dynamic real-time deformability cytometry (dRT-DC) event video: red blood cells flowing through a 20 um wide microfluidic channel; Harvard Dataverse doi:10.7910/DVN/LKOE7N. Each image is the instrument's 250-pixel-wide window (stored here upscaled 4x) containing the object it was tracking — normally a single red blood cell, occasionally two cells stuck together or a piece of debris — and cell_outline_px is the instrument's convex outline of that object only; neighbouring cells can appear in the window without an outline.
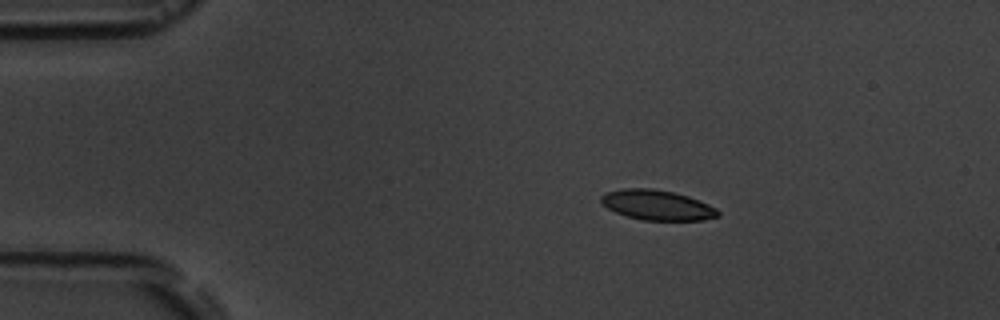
{"species": "common noctule bat (a hibernating species)", "species_latin": "Nyctalus noctula", "temperature_condition": "room temperature", "stored_images_in_passage": 3, "camera_frame_rate_fps": 3000, "um_per_image_px": 0.085, "animal": {"sex": "male", "body_mass_g": 19.5, "forearm_length_mm": 54.6}, "frame": {"image": 1, "passage_image": 2, "time_ms": 1.0, "image_size_px": [1000, 320], "cell_outline_px": [[720, 216], [704, 220], [644, 220], [628, 216], [616, 212], [608, 208], [600, 200], [600, 196], [604, 192], [620, 188], [652, 188], [672, 192], [688, 196], [708, 204], [716, 208], [720, 212]], "centroid_in_image_um": [55.85, 17.42], "position_along_channel_um": 29.1, "area_um2": 20.46}}